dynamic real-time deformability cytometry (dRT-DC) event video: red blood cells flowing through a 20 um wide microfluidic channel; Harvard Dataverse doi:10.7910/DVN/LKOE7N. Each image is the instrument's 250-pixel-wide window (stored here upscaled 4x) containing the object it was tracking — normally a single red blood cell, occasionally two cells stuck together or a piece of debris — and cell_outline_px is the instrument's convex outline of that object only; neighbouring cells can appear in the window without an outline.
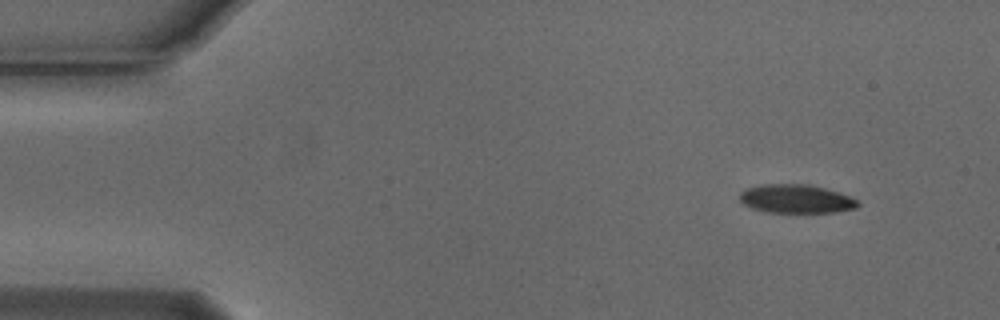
{"species": "Egyptian fruit bat (a non-hibernating species)", "species_latin": "Rousettus aegyptiacus", "temperature_condition": "cold", "stored_images_in_passage": 5, "camera_frame_rate_fps": 3000, "um_per_image_px": 0.085, "animal": {"sex": "male"}, "frame": {"image": 1, "passage_image": 1, "time_ms": 0.0, "image_size_px": [1000, 320], "cell_outline_px": [[860, 204], [856, 208], [836, 212], [768, 212], [752, 208], [744, 204], [740, 200], [740, 192], [748, 188], [764, 184], [808, 184], [840, 192], [856, 200]], "centroid_in_image_um": [67.68, 16.9], "position_along_channel_um": 17.3, "area_um2": 19.54}}
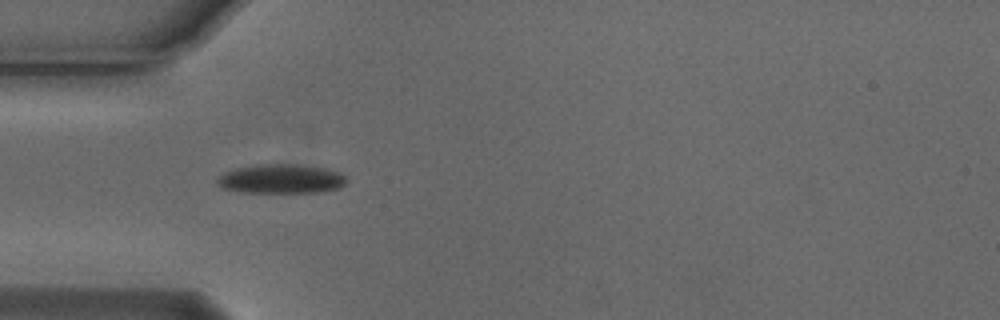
{"frame": {"image": 2, "passage_image": 4, "time_ms": 1.0, "image_size_px": [1000, 320], "cell_outline_px": [[348, 180], [340, 188], [324, 192], [240, 192], [220, 188], [216, 184], [216, 180], [224, 172], [236, 168], [260, 164], [296, 164], [324, 168], [340, 172]], "centroid_in_image_um": [23.89, 15.21], "position_along_channel_um": 61.1, "area_um2": 22.2}}
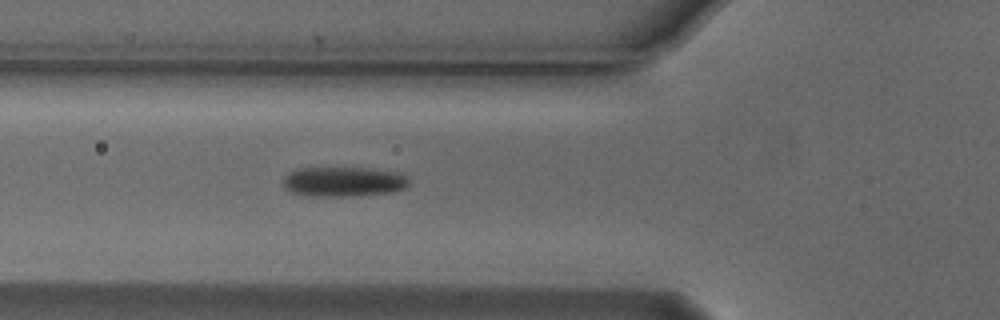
{"frame": {"image": 3, "passage_image": 5, "time_ms": 1.333, "image_size_px": [1000, 320], "cell_outline_px": [[408, 184], [404, 188], [388, 192], [352, 196], [316, 196], [292, 192], [284, 188], [284, 176], [288, 172], [296, 168], [368, 168], [400, 172], [408, 176]], "centroid_in_image_um": [29.19, 15.42], "position_along_channel_um": 96.6, "area_um2": 21.79}}